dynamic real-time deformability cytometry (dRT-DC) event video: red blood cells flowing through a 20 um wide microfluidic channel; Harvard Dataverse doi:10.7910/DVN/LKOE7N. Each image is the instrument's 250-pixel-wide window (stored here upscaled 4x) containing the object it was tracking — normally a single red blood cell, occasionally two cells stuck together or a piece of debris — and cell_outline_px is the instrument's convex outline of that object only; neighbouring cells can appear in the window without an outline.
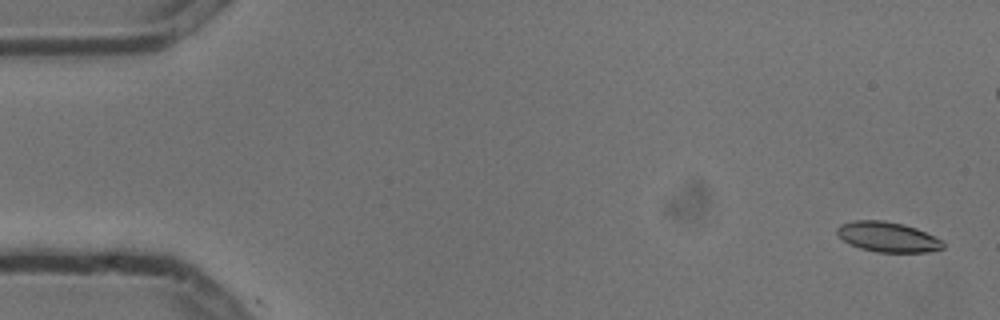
{"species": "common noctule bat (a hibernating species)", "species_latin": "Nyctalus noctula", "temperature_condition": "cold", "stored_images_in_passage": 6, "camera_frame_rate_fps": 3000, "um_per_image_px": 0.085, "animal": {"sex": "male", "body_mass_g": 13.3}, "frame": {"image": 1, "passage_image": 1, "time_ms": 0.0, "image_size_px": [1000, 320], "cell_outline_px": [[944, 248], [928, 252], [876, 252], [860, 248], [844, 240], [836, 232], [836, 228], [840, 224], [852, 220], [884, 220], [904, 224], [916, 228], [944, 240]], "centroid_in_image_um": [75.48, 20.13], "position_along_channel_um": 9.5, "area_um2": 18.67}}